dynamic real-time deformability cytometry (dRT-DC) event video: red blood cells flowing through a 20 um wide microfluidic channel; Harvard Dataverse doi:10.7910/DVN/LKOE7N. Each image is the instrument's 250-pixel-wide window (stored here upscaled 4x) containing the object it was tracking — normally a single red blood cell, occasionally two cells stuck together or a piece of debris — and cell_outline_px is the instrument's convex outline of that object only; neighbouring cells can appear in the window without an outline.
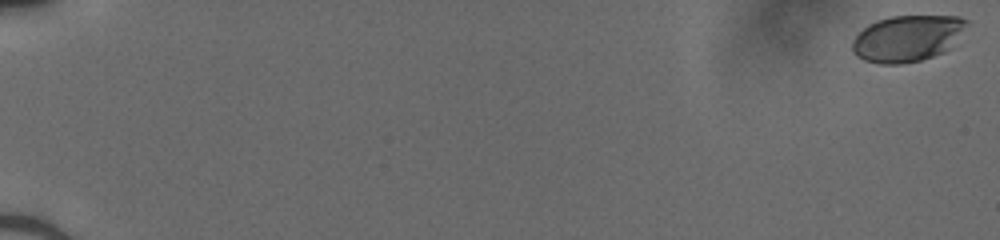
{"species": "human", "species_latin": "Homo sapiens", "temperature_condition": "cold", "stored_images_in_passage": 52, "camera_frame_rate_fps": 3000, "um_per_image_px": 0.085, "donor": {"sex": "male"}, "frame": {"image": 1, "passage_image": 1, "time_ms": 0.0, "image_size_px": [1000, 240], "cell_outline_px": [[968, 24], [948, 48], [944, 52], [920, 60], [900, 64], [880, 64], [864, 60], [856, 56], [852, 52], [852, 40], [868, 24], [876, 20], [892, 16], [960, 16], [968, 20]], "centroid_in_image_um": [77.08, 3.26], "position_along_channel_um": 7.9, "area_um2": 30.69}}
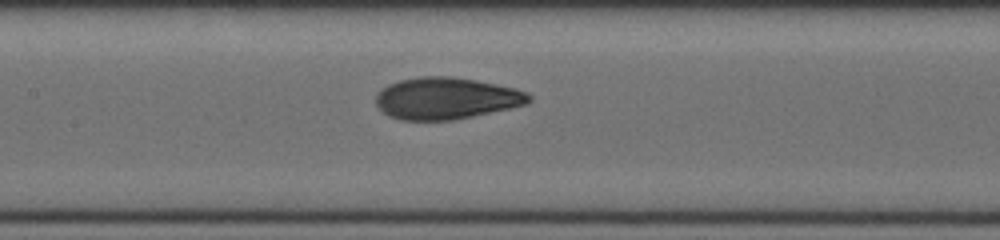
{"frame": {"image": 2, "passage_image": 28, "time_ms": 9.0, "image_size_px": [1000, 240], "cell_outline_px": [[532, 100], [528, 104], [472, 116], [452, 120], [400, 120], [388, 116], [376, 104], [376, 92], [388, 84], [400, 80], [420, 76], [452, 76], [476, 80], [516, 88], [528, 92], [532, 96]], "centroid_in_image_um": [37.93, 8.35], "position_along_channel_um": 169.5, "area_um2": 37.45}}
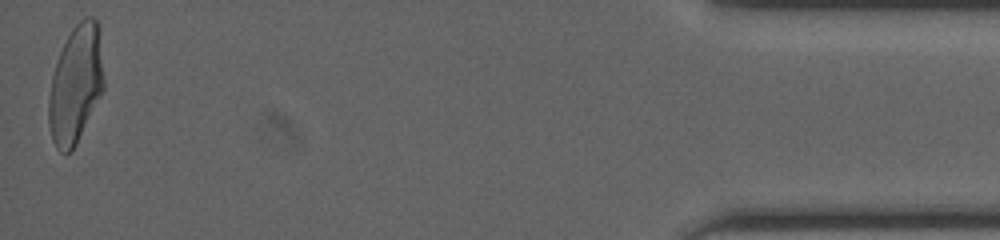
{"frame": {"image": 3, "passage_image": 52, "time_ms": 17.0, "image_size_px": [1000, 240], "cell_outline_px": [[104, 88], [76, 144], [68, 152], [60, 152], [56, 148], [52, 140], [48, 124], [48, 100], [52, 76], [56, 60], [72, 28], [80, 20], [88, 16], [92, 16], [100, 24], [104, 80]], "centroid_in_image_um": [6.44, 7.13], "position_along_channel_um": 428.8, "area_um2": 37.97}}